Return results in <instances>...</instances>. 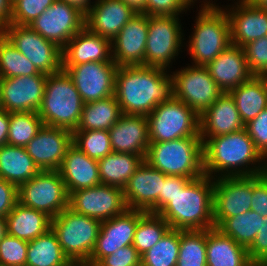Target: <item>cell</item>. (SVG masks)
Masks as SVG:
<instances>
[{
    "mask_svg": "<svg viewBox=\"0 0 267 266\" xmlns=\"http://www.w3.org/2000/svg\"><path fill=\"white\" fill-rule=\"evenodd\" d=\"M248 67L254 76L267 72V36L253 40L243 46Z\"/></svg>",
    "mask_w": 267,
    "mask_h": 266,
    "instance_id": "45",
    "label": "cell"
},
{
    "mask_svg": "<svg viewBox=\"0 0 267 266\" xmlns=\"http://www.w3.org/2000/svg\"><path fill=\"white\" fill-rule=\"evenodd\" d=\"M131 7L136 13H142L145 9L146 0H122Z\"/></svg>",
    "mask_w": 267,
    "mask_h": 266,
    "instance_id": "56",
    "label": "cell"
},
{
    "mask_svg": "<svg viewBox=\"0 0 267 266\" xmlns=\"http://www.w3.org/2000/svg\"><path fill=\"white\" fill-rule=\"evenodd\" d=\"M206 260L207 266H255L247 248L216 227L206 230Z\"/></svg>",
    "mask_w": 267,
    "mask_h": 266,
    "instance_id": "29",
    "label": "cell"
},
{
    "mask_svg": "<svg viewBox=\"0 0 267 266\" xmlns=\"http://www.w3.org/2000/svg\"><path fill=\"white\" fill-rule=\"evenodd\" d=\"M95 266H141V256L131 244L103 257Z\"/></svg>",
    "mask_w": 267,
    "mask_h": 266,
    "instance_id": "48",
    "label": "cell"
},
{
    "mask_svg": "<svg viewBox=\"0 0 267 266\" xmlns=\"http://www.w3.org/2000/svg\"><path fill=\"white\" fill-rule=\"evenodd\" d=\"M248 135L254 142L256 149L267 158V107L253 120L245 124Z\"/></svg>",
    "mask_w": 267,
    "mask_h": 266,
    "instance_id": "46",
    "label": "cell"
},
{
    "mask_svg": "<svg viewBox=\"0 0 267 266\" xmlns=\"http://www.w3.org/2000/svg\"><path fill=\"white\" fill-rule=\"evenodd\" d=\"M101 221L64 209L51 219L64 255L72 264H86L95 248Z\"/></svg>",
    "mask_w": 267,
    "mask_h": 266,
    "instance_id": "7",
    "label": "cell"
},
{
    "mask_svg": "<svg viewBox=\"0 0 267 266\" xmlns=\"http://www.w3.org/2000/svg\"><path fill=\"white\" fill-rule=\"evenodd\" d=\"M84 102L66 70L47 75L41 106L37 111L43 125L77 129Z\"/></svg>",
    "mask_w": 267,
    "mask_h": 266,
    "instance_id": "4",
    "label": "cell"
},
{
    "mask_svg": "<svg viewBox=\"0 0 267 266\" xmlns=\"http://www.w3.org/2000/svg\"><path fill=\"white\" fill-rule=\"evenodd\" d=\"M58 171L68 195L76 190L101 184L98 160L89 158L73 143L68 147Z\"/></svg>",
    "mask_w": 267,
    "mask_h": 266,
    "instance_id": "28",
    "label": "cell"
},
{
    "mask_svg": "<svg viewBox=\"0 0 267 266\" xmlns=\"http://www.w3.org/2000/svg\"><path fill=\"white\" fill-rule=\"evenodd\" d=\"M206 68L211 78L225 93L254 76L248 67L243 47L233 44H230Z\"/></svg>",
    "mask_w": 267,
    "mask_h": 266,
    "instance_id": "24",
    "label": "cell"
},
{
    "mask_svg": "<svg viewBox=\"0 0 267 266\" xmlns=\"http://www.w3.org/2000/svg\"><path fill=\"white\" fill-rule=\"evenodd\" d=\"M150 143L167 142L187 136H200L199 115L172 96L147 115Z\"/></svg>",
    "mask_w": 267,
    "mask_h": 266,
    "instance_id": "8",
    "label": "cell"
},
{
    "mask_svg": "<svg viewBox=\"0 0 267 266\" xmlns=\"http://www.w3.org/2000/svg\"><path fill=\"white\" fill-rule=\"evenodd\" d=\"M200 137L204 143L207 137L237 132L245 128L231 94L223 92L200 116Z\"/></svg>",
    "mask_w": 267,
    "mask_h": 266,
    "instance_id": "26",
    "label": "cell"
},
{
    "mask_svg": "<svg viewBox=\"0 0 267 266\" xmlns=\"http://www.w3.org/2000/svg\"><path fill=\"white\" fill-rule=\"evenodd\" d=\"M42 126L37 112L10 113L8 144L25 147Z\"/></svg>",
    "mask_w": 267,
    "mask_h": 266,
    "instance_id": "41",
    "label": "cell"
},
{
    "mask_svg": "<svg viewBox=\"0 0 267 266\" xmlns=\"http://www.w3.org/2000/svg\"><path fill=\"white\" fill-rule=\"evenodd\" d=\"M71 144L72 131L43 125L25 148L41 171H58Z\"/></svg>",
    "mask_w": 267,
    "mask_h": 266,
    "instance_id": "20",
    "label": "cell"
},
{
    "mask_svg": "<svg viewBox=\"0 0 267 266\" xmlns=\"http://www.w3.org/2000/svg\"><path fill=\"white\" fill-rule=\"evenodd\" d=\"M189 9L184 0H146L142 12L148 16H178Z\"/></svg>",
    "mask_w": 267,
    "mask_h": 266,
    "instance_id": "47",
    "label": "cell"
},
{
    "mask_svg": "<svg viewBox=\"0 0 267 266\" xmlns=\"http://www.w3.org/2000/svg\"><path fill=\"white\" fill-rule=\"evenodd\" d=\"M169 229V224L159 214L139 210V221L133 238V246L138 254H145Z\"/></svg>",
    "mask_w": 267,
    "mask_h": 266,
    "instance_id": "37",
    "label": "cell"
},
{
    "mask_svg": "<svg viewBox=\"0 0 267 266\" xmlns=\"http://www.w3.org/2000/svg\"><path fill=\"white\" fill-rule=\"evenodd\" d=\"M239 2V3H238ZM236 2L228 15L231 44L243 47L247 43L267 36V10L252 6L246 0Z\"/></svg>",
    "mask_w": 267,
    "mask_h": 266,
    "instance_id": "25",
    "label": "cell"
},
{
    "mask_svg": "<svg viewBox=\"0 0 267 266\" xmlns=\"http://www.w3.org/2000/svg\"><path fill=\"white\" fill-rule=\"evenodd\" d=\"M108 133L113 152L136 154L146 159L150 144L147 116L122 114Z\"/></svg>",
    "mask_w": 267,
    "mask_h": 266,
    "instance_id": "22",
    "label": "cell"
},
{
    "mask_svg": "<svg viewBox=\"0 0 267 266\" xmlns=\"http://www.w3.org/2000/svg\"><path fill=\"white\" fill-rule=\"evenodd\" d=\"M139 210L127 209L123 214L101 221L95 248L86 263L95 266L103 257L133 244Z\"/></svg>",
    "mask_w": 267,
    "mask_h": 266,
    "instance_id": "19",
    "label": "cell"
},
{
    "mask_svg": "<svg viewBox=\"0 0 267 266\" xmlns=\"http://www.w3.org/2000/svg\"><path fill=\"white\" fill-rule=\"evenodd\" d=\"M55 0H17L13 3L10 24L29 25L39 17Z\"/></svg>",
    "mask_w": 267,
    "mask_h": 266,
    "instance_id": "44",
    "label": "cell"
},
{
    "mask_svg": "<svg viewBox=\"0 0 267 266\" xmlns=\"http://www.w3.org/2000/svg\"><path fill=\"white\" fill-rule=\"evenodd\" d=\"M247 251L250 261L255 266L267 264V216L261 220L260 231Z\"/></svg>",
    "mask_w": 267,
    "mask_h": 266,
    "instance_id": "49",
    "label": "cell"
},
{
    "mask_svg": "<svg viewBox=\"0 0 267 266\" xmlns=\"http://www.w3.org/2000/svg\"><path fill=\"white\" fill-rule=\"evenodd\" d=\"M253 175L214 177L213 221L217 228L226 218L251 210Z\"/></svg>",
    "mask_w": 267,
    "mask_h": 266,
    "instance_id": "15",
    "label": "cell"
},
{
    "mask_svg": "<svg viewBox=\"0 0 267 266\" xmlns=\"http://www.w3.org/2000/svg\"><path fill=\"white\" fill-rule=\"evenodd\" d=\"M28 26L63 49L85 27V14L63 0H55Z\"/></svg>",
    "mask_w": 267,
    "mask_h": 266,
    "instance_id": "14",
    "label": "cell"
},
{
    "mask_svg": "<svg viewBox=\"0 0 267 266\" xmlns=\"http://www.w3.org/2000/svg\"><path fill=\"white\" fill-rule=\"evenodd\" d=\"M197 0H184V2L187 4L188 7H190V5H192V3L194 4V2Z\"/></svg>",
    "mask_w": 267,
    "mask_h": 266,
    "instance_id": "60",
    "label": "cell"
},
{
    "mask_svg": "<svg viewBox=\"0 0 267 266\" xmlns=\"http://www.w3.org/2000/svg\"><path fill=\"white\" fill-rule=\"evenodd\" d=\"M55 232L50 228L28 243L26 266H71Z\"/></svg>",
    "mask_w": 267,
    "mask_h": 266,
    "instance_id": "35",
    "label": "cell"
},
{
    "mask_svg": "<svg viewBox=\"0 0 267 266\" xmlns=\"http://www.w3.org/2000/svg\"><path fill=\"white\" fill-rule=\"evenodd\" d=\"M213 190L214 178L203 175L190 179L158 214L171 229L191 231L214 228Z\"/></svg>",
    "mask_w": 267,
    "mask_h": 266,
    "instance_id": "3",
    "label": "cell"
},
{
    "mask_svg": "<svg viewBox=\"0 0 267 266\" xmlns=\"http://www.w3.org/2000/svg\"><path fill=\"white\" fill-rule=\"evenodd\" d=\"M260 77L262 78L264 84H265V87H266V90H267V72L260 75Z\"/></svg>",
    "mask_w": 267,
    "mask_h": 266,
    "instance_id": "59",
    "label": "cell"
},
{
    "mask_svg": "<svg viewBox=\"0 0 267 266\" xmlns=\"http://www.w3.org/2000/svg\"><path fill=\"white\" fill-rule=\"evenodd\" d=\"M229 93L235 100L244 125L267 107V90L260 76H253Z\"/></svg>",
    "mask_w": 267,
    "mask_h": 266,
    "instance_id": "33",
    "label": "cell"
},
{
    "mask_svg": "<svg viewBox=\"0 0 267 266\" xmlns=\"http://www.w3.org/2000/svg\"><path fill=\"white\" fill-rule=\"evenodd\" d=\"M71 266H89L87 264H72Z\"/></svg>",
    "mask_w": 267,
    "mask_h": 266,
    "instance_id": "61",
    "label": "cell"
},
{
    "mask_svg": "<svg viewBox=\"0 0 267 266\" xmlns=\"http://www.w3.org/2000/svg\"><path fill=\"white\" fill-rule=\"evenodd\" d=\"M69 195L59 171L42 170L18 187V202L51 219L68 208Z\"/></svg>",
    "mask_w": 267,
    "mask_h": 266,
    "instance_id": "9",
    "label": "cell"
},
{
    "mask_svg": "<svg viewBox=\"0 0 267 266\" xmlns=\"http://www.w3.org/2000/svg\"><path fill=\"white\" fill-rule=\"evenodd\" d=\"M1 32L44 74L63 69L62 48L48 41L28 25L9 24Z\"/></svg>",
    "mask_w": 267,
    "mask_h": 266,
    "instance_id": "10",
    "label": "cell"
},
{
    "mask_svg": "<svg viewBox=\"0 0 267 266\" xmlns=\"http://www.w3.org/2000/svg\"><path fill=\"white\" fill-rule=\"evenodd\" d=\"M72 143L95 160L113 152L108 130L73 131Z\"/></svg>",
    "mask_w": 267,
    "mask_h": 266,
    "instance_id": "42",
    "label": "cell"
},
{
    "mask_svg": "<svg viewBox=\"0 0 267 266\" xmlns=\"http://www.w3.org/2000/svg\"><path fill=\"white\" fill-rule=\"evenodd\" d=\"M179 16H148L144 65L167 69L182 47Z\"/></svg>",
    "mask_w": 267,
    "mask_h": 266,
    "instance_id": "11",
    "label": "cell"
},
{
    "mask_svg": "<svg viewBox=\"0 0 267 266\" xmlns=\"http://www.w3.org/2000/svg\"><path fill=\"white\" fill-rule=\"evenodd\" d=\"M114 95L122 114L147 116L173 96L172 75L152 66H119Z\"/></svg>",
    "mask_w": 267,
    "mask_h": 266,
    "instance_id": "1",
    "label": "cell"
},
{
    "mask_svg": "<svg viewBox=\"0 0 267 266\" xmlns=\"http://www.w3.org/2000/svg\"><path fill=\"white\" fill-rule=\"evenodd\" d=\"M1 80V78H0ZM0 109H2V105H1V90H0Z\"/></svg>",
    "mask_w": 267,
    "mask_h": 266,
    "instance_id": "62",
    "label": "cell"
},
{
    "mask_svg": "<svg viewBox=\"0 0 267 266\" xmlns=\"http://www.w3.org/2000/svg\"><path fill=\"white\" fill-rule=\"evenodd\" d=\"M252 6L267 10V0H246Z\"/></svg>",
    "mask_w": 267,
    "mask_h": 266,
    "instance_id": "58",
    "label": "cell"
},
{
    "mask_svg": "<svg viewBox=\"0 0 267 266\" xmlns=\"http://www.w3.org/2000/svg\"><path fill=\"white\" fill-rule=\"evenodd\" d=\"M144 160L136 154L111 152L98 160L101 184L124 189L131 175Z\"/></svg>",
    "mask_w": 267,
    "mask_h": 266,
    "instance_id": "32",
    "label": "cell"
},
{
    "mask_svg": "<svg viewBox=\"0 0 267 266\" xmlns=\"http://www.w3.org/2000/svg\"><path fill=\"white\" fill-rule=\"evenodd\" d=\"M47 75L39 72L11 41L0 31V78Z\"/></svg>",
    "mask_w": 267,
    "mask_h": 266,
    "instance_id": "38",
    "label": "cell"
},
{
    "mask_svg": "<svg viewBox=\"0 0 267 266\" xmlns=\"http://www.w3.org/2000/svg\"><path fill=\"white\" fill-rule=\"evenodd\" d=\"M190 179L182 176H168L162 188V209L172 201L173 196L181 190Z\"/></svg>",
    "mask_w": 267,
    "mask_h": 266,
    "instance_id": "52",
    "label": "cell"
},
{
    "mask_svg": "<svg viewBox=\"0 0 267 266\" xmlns=\"http://www.w3.org/2000/svg\"><path fill=\"white\" fill-rule=\"evenodd\" d=\"M40 171L25 147L9 144L0 146V179L18 188Z\"/></svg>",
    "mask_w": 267,
    "mask_h": 266,
    "instance_id": "30",
    "label": "cell"
},
{
    "mask_svg": "<svg viewBox=\"0 0 267 266\" xmlns=\"http://www.w3.org/2000/svg\"><path fill=\"white\" fill-rule=\"evenodd\" d=\"M173 96L199 116L223 93L206 66H187L173 72Z\"/></svg>",
    "mask_w": 267,
    "mask_h": 266,
    "instance_id": "12",
    "label": "cell"
},
{
    "mask_svg": "<svg viewBox=\"0 0 267 266\" xmlns=\"http://www.w3.org/2000/svg\"><path fill=\"white\" fill-rule=\"evenodd\" d=\"M115 62H87L79 65H63L70 75L84 103L104 99L115 94Z\"/></svg>",
    "mask_w": 267,
    "mask_h": 266,
    "instance_id": "17",
    "label": "cell"
},
{
    "mask_svg": "<svg viewBox=\"0 0 267 266\" xmlns=\"http://www.w3.org/2000/svg\"><path fill=\"white\" fill-rule=\"evenodd\" d=\"M18 202V188L9 181L0 179V217L6 218Z\"/></svg>",
    "mask_w": 267,
    "mask_h": 266,
    "instance_id": "51",
    "label": "cell"
},
{
    "mask_svg": "<svg viewBox=\"0 0 267 266\" xmlns=\"http://www.w3.org/2000/svg\"><path fill=\"white\" fill-rule=\"evenodd\" d=\"M13 3L10 0H0V31L12 21Z\"/></svg>",
    "mask_w": 267,
    "mask_h": 266,
    "instance_id": "53",
    "label": "cell"
},
{
    "mask_svg": "<svg viewBox=\"0 0 267 266\" xmlns=\"http://www.w3.org/2000/svg\"><path fill=\"white\" fill-rule=\"evenodd\" d=\"M252 211L267 216V172L253 175Z\"/></svg>",
    "mask_w": 267,
    "mask_h": 266,
    "instance_id": "50",
    "label": "cell"
},
{
    "mask_svg": "<svg viewBox=\"0 0 267 266\" xmlns=\"http://www.w3.org/2000/svg\"><path fill=\"white\" fill-rule=\"evenodd\" d=\"M7 234V219L4 217H0V242Z\"/></svg>",
    "mask_w": 267,
    "mask_h": 266,
    "instance_id": "57",
    "label": "cell"
},
{
    "mask_svg": "<svg viewBox=\"0 0 267 266\" xmlns=\"http://www.w3.org/2000/svg\"><path fill=\"white\" fill-rule=\"evenodd\" d=\"M47 75L1 78V105L9 113L37 112L41 106Z\"/></svg>",
    "mask_w": 267,
    "mask_h": 266,
    "instance_id": "18",
    "label": "cell"
},
{
    "mask_svg": "<svg viewBox=\"0 0 267 266\" xmlns=\"http://www.w3.org/2000/svg\"><path fill=\"white\" fill-rule=\"evenodd\" d=\"M145 161L167 176L195 179L205 175L200 136L150 143Z\"/></svg>",
    "mask_w": 267,
    "mask_h": 266,
    "instance_id": "5",
    "label": "cell"
},
{
    "mask_svg": "<svg viewBox=\"0 0 267 266\" xmlns=\"http://www.w3.org/2000/svg\"><path fill=\"white\" fill-rule=\"evenodd\" d=\"M63 1L78 8L84 14H86L89 8L92 6L90 0H63Z\"/></svg>",
    "mask_w": 267,
    "mask_h": 266,
    "instance_id": "55",
    "label": "cell"
},
{
    "mask_svg": "<svg viewBox=\"0 0 267 266\" xmlns=\"http://www.w3.org/2000/svg\"><path fill=\"white\" fill-rule=\"evenodd\" d=\"M68 208L78 214L100 221L121 215L128 209L123 189L106 184H98L71 192Z\"/></svg>",
    "mask_w": 267,
    "mask_h": 266,
    "instance_id": "13",
    "label": "cell"
},
{
    "mask_svg": "<svg viewBox=\"0 0 267 266\" xmlns=\"http://www.w3.org/2000/svg\"><path fill=\"white\" fill-rule=\"evenodd\" d=\"M203 3L188 42L189 54L197 66H207L231 44L230 22L225 10L210 0Z\"/></svg>",
    "mask_w": 267,
    "mask_h": 266,
    "instance_id": "6",
    "label": "cell"
},
{
    "mask_svg": "<svg viewBox=\"0 0 267 266\" xmlns=\"http://www.w3.org/2000/svg\"><path fill=\"white\" fill-rule=\"evenodd\" d=\"M136 14L122 0H96L85 14V27L112 42Z\"/></svg>",
    "mask_w": 267,
    "mask_h": 266,
    "instance_id": "23",
    "label": "cell"
},
{
    "mask_svg": "<svg viewBox=\"0 0 267 266\" xmlns=\"http://www.w3.org/2000/svg\"><path fill=\"white\" fill-rule=\"evenodd\" d=\"M8 235L30 242L51 228V218L44 212L17 202L6 216Z\"/></svg>",
    "mask_w": 267,
    "mask_h": 266,
    "instance_id": "31",
    "label": "cell"
},
{
    "mask_svg": "<svg viewBox=\"0 0 267 266\" xmlns=\"http://www.w3.org/2000/svg\"><path fill=\"white\" fill-rule=\"evenodd\" d=\"M176 266H207L206 230H180L179 256Z\"/></svg>",
    "mask_w": 267,
    "mask_h": 266,
    "instance_id": "40",
    "label": "cell"
},
{
    "mask_svg": "<svg viewBox=\"0 0 267 266\" xmlns=\"http://www.w3.org/2000/svg\"><path fill=\"white\" fill-rule=\"evenodd\" d=\"M10 113L0 109V146L8 144Z\"/></svg>",
    "mask_w": 267,
    "mask_h": 266,
    "instance_id": "54",
    "label": "cell"
},
{
    "mask_svg": "<svg viewBox=\"0 0 267 266\" xmlns=\"http://www.w3.org/2000/svg\"><path fill=\"white\" fill-rule=\"evenodd\" d=\"M121 115L115 95L84 103L79 124L74 131L109 130Z\"/></svg>",
    "mask_w": 267,
    "mask_h": 266,
    "instance_id": "34",
    "label": "cell"
},
{
    "mask_svg": "<svg viewBox=\"0 0 267 266\" xmlns=\"http://www.w3.org/2000/svg\"><path fill=\"white\" fill-rule=\"evenodd\" d=\"M167 177L144 160L123 189L127 208L158 214L162 210V188Z\"/></svg>",
    "mask_w": 267,
    "mask_h": 266,
    "instance_id": "16",
    "label": "cell"
},
{
    "mask_svg": "<svg viewBox=\"0 0 267 266\" xmlns=\"http://www.w3.org/2000/svg\"><path fill=\"white\" fill-rule=\"evenodd\" d=\"M148 15L137 13L111 42L112 60L118 66L144 65Z\"/></svg>",
    "mask_w": 267,
    "mask_h": 266,
    "instance_id": "21",
    "label": "cell"
},
{
    "mask_svg": "<svg viewBox=\"0 0 267 266\" xmlns=\"http://www.w3.org/2000/svg\"><path fill=\"white\" fill-rule=\"evenodd\" d=\"M261 220H263L261 214L249 210L246 213L226 218L217 229L248 249L260 231Z\"/></svg>",
    "mask_w": 267,
    "mask_h": 266,
    "instance_id": "36",
    "label": "cell"
},
{
    "mask_svg": "<svg viewBox=\"0 0 267 266\" xmlns=\"http://www.w3.org/2000/svg\"><path fill=\"white\" fill-rule=\"evenodd\" d=\"M203 156L204 173L211 178L219 172L217 178L252 176L267 172V160L256 149L245 128L207 138L203 143Z\"/></svg>",
    "mask_w": 267,
    "mask_h": 266,
    "instance_id": "2",
    "label": "cell"
},
{
    "mask_svg": "<svg viewBox=\"0 0 267 266\" xmlns=\"http://www.w3.org/2000/svg\"><path fill=\"white\" fill-rule=\"evenodd\" d=\"M63 65H79L87 62H114L111 41L84 27L62 49Z\"/></svg>",
    "mask_w": 267,
    "mask_h": 266,
    "instance_id": "27",
    "label": "cell"
},
{
    "mask_svg": "<svg viewBox=\"0 0 267 266\" xmlns=\"http://www.w3.org/2000/svg\"><path fill=\"white\" fill-rule=\"evenodd\" d=\"M28 243L7 234L0 242V266H26Z\"/></svg>",
    "mask_w": 267,
    "mask_h": 266,
    "instance_id": "43",
    "label": "cell"
},
{
    "mask_svg": "<svg viewBox=\"0 0 267 266\" xmlns=\"http://www.w3.org/2000/svg\"><path fill=\"white\" fill-rule=\"evenodd\" d=\"M179 245L180 230L170 228L151 249L141 256V266H176Z\"/></svg>",
    "mask_w": 267,
    "mask_h": 266,
    "instance_id": "39",
    "label": "cell"
}]
</instances>
